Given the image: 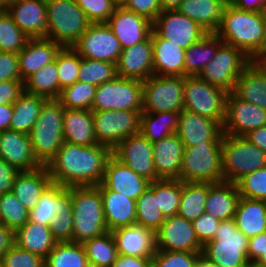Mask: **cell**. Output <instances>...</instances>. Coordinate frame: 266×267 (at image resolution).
<instances>
[{"label":"cell","instance_id":"obj_1","mask_svg":"<svg viewBox=\"0 0 266 267\" xmlns=\"http://www.w3.org/2000/svg\"><path fill=\"white\" fill-rule=\"evenodd\" d=\"M112 150L105 145H76L63 142L46 165L52 182L63 187L98 186Z\"/></svg>","mask_w":266,"mask_h":267},{"label":"cell","instance_id":"obj_2","mask_svg":"<svg viewBox=\"0 0 266 267\" xmlns=\"http://www.w3.org/2000/svg\"><path fill=\"white\" fill-rule=\"evenodd\" d=\"M215 33L224 43L240 49L252 62L262 64L263 12L242 11L229 4Z\"/></svg>","mask_w":266,"mask_h":267},{"label":"cell","instance_id":"obj_3","mask_svg":"<svg viewBox=\"0 0 266 267\" xmlns=\"http://www.w3.org/2000/svg\"><path fill=\"white\" fill-rule=\"evenodd\" d=\"M73 209L72 242L102 236L108 232L100 189L97 186L70 187Z\"/></svg>","mask_w":266,"mask_h":267},{"label":"cell","instance_id":"obj_4","mask_svg":"<svg viewBox=\"0 0 266 267\" xmlns=\"http://www.w3.org/2000/svg\"><path fill=\"white\" fill-rule=\"evenodd\" d=\"M64 111L58 99H47L29 133L33 153L42 165L49 163L64 142Z\"/></svg>","mask_w":266,"mask_h":267},{"label":"cell","instance_id":"obj_5","mask_svg":"<svg viewBox=\"0 0 266 267\" xmlns=\"http://www.w3.org/2000/svg\"><path fill=\"white\" fill-rule=\"evenodd\" d=\"M47 34L45 38L71 47L91 22L75 0H46Z\"/></svg>","mask_w":266,"mask_h":267},{"label":"cell","instance_id":"obj_6","mask_svg":"<svg viewBox=\"0 0 266 267\" xmlns=\"http://www.w3.org/2000/svg\"><path fill=\"white\" fill-rule=\"evenodd\" d=\"M248 240L234 218L221 220L214 238L203 246L202 255L219 267H248Z\"/></svg>","mask_w":266,"mask_h":267},{"label":"cell","instance_id":"obj_7","mask_svg":"<svg viewBox=\"0 0 266 267\" xmlns=\"http://www.w3.org/2000/svg\"><path fill=\"white\" fill-rule=\"evenodd\" d=\"M266 167V152L244 136L222 135L224 181L236 183L244 175Z\"/></svg>","mask_w":266,"mask_h":267},{"label":"cell","instance_id":"obj_8","mask_svg":"<svg viewBox=\"0 0 266 267\" xmlns=\"http://www.w3.org/2000/svg\"><path fill=\"white\" fill-rule=\"evenodd\" d=\"M179 180L200 183L223 182L222 144L185 147Z\"/></svg>","mask_w":266,"mask_h":267},{"label":"cell","instance_id":"obj_9","mask_svg":"<svg viewBox=\"0 0 266 267\" xmlns=\"http://www.w3.org/2000/svg\"><path fill=\"white\" fill-rule=\"evenodd\" d=\"M142 100L143 81L117 75L97 86L91 110L142 111Z\"/></svg>","mask_w":266,"mask_h":267},{"label":"cell","instance_id":"obj_10","mask_svg":"<svg viewBox=\"0 0 266 267\" xmlns=\"http://www.w3.org/2000/svg\"><path fill=\"white\" fill-rule=\"evenodd\" d=\"M184 81L185 77L163 75H152L143 81L142 112H181Z\"/></svg>","mask_w":266,"mask_h":267},{"label":"cell","instance_id":"obj_11","mask_svg":"<svg viewBox=\"0 0 266 267\" xmlns=\"http://www.w3.org/2000/svg\"><path fill=\"white\" fill-rule=\"evenodd\" d=\"M251 62V59L240 49L223 42L218 47L215 57L204 67L198 77L224 89L227 93L233 92L236 80Z\"/></svg>","mask_w":266,"mask_h":267},{"label":"cell","instance_id":"obj_12","mask_svg":"<svg viewBox=\"0 0 266 267\" xmlns=\"http://www.w3.org/2000/svg\"><path fill=\"white\" fill-rule=\"evenodd\" d=\"M227 92L200 79L198 76H185L184 109L209 117L222 126L225 120Z\"/></svg>","mask_w":266,"mask_h":267},{"label":"cell","instance_id":"obj_13","mask_svg":"<svg viewBox=\"0 0 266 267\" xmlns=\"http://www.w3.org/2000/svg\"><path fill=\"white\" fill-rule=\"evenodd\" d=\"M142 111L105 110L93 112L97 143L113 150L122 140L140 133Z\"/></svg>","mask_w":266,"mask_h":267},{"label":"cell","instance_id":"obj_14","mask_svg":"<svg viewBox=\"0 0 266 267\" xmlns=\"http://www.w3.org/2000/svg\"><path fill=\"white\" fill-rule=\"evenodd\" d=\"M82 58L117 64L122 51L119 40L107 23H91L71 46Z\"/></svg>","mask_w":266,"mask_h":267},{"label":"cell","instance_id":"obj_15","mask_svg":"<svg viewBox=\"0 0 266 267\" xmlns=\"http://www.w3.org/2000/svg\"><path fill=\"white\" fill-rule=\"evenodd\" d=\"M152 29L160 37L185 50L208 33L195 21L177 10L161 11L153 21Z\"/></svg>","mask_w":266,"mask_h":267},{"label":"cell","instance_id":"obj_16","mask_svg":"<svg viewBox=\"0 0 266 267\" xmlns=\"http://www.w3.org/2000/svg\"><path fill=\"white\" fill-rule=\"evenodd\" d=\"M156 250L203 252V245L198 240L192 221L182 216L166 218L155 232Z\"/></svg>","mask_w":266,"mask_h":267},{"label":"cell","instance_id":"obj_17","mask_svg":"<svg viewBox=\"0 0 266 267\" xmlns=\"http://www.w3.org/2000/svg\"><path fill=\"white\" fill-rule=\"evenodd\" d=\"M266 126V110L227 93L223 134L245 136L250 131Z\"/></svg>","mask_w":266,"mask_h":267},{"label":"cell","instance_id":"obj_18","mask_svg":"<svg viewBox=\"0 0 266 267\" xmlns=\"http://www.w3.org/2000/svg\"><path fill=\"white\" fill-rule=\"evenodd\" d=\"M112 154L131 170L150 182L160 180L153 163V148L141 133L122 140Z\"/></svg>","mask_w":266,"mask_h":267},{"label":"cell","instance_id":"obj_19","mask_svg":"<svg viewBox=\"0 0 266 267\" xmlns=\"http://www.w3.org/2000/svg\"><path fill=\"white\" fill-rule=\"evenodd\" d=\"M176 134L185 147L222 144L223 126L209 117L183 109Z\"/></svg>","mask_w":266,"mask_h":267},{"label":"cell","instance_id":"obj_20","mask_svg":"<svg viewBox=\"0 0 266 267\" xmlns=\"http://www.w3.org/2000/svg\"><path fill=\"white\" fill-rule=\"evenodd\" d=\"M6 11L29 38H45L46 0H7Z\"/></svg>","mask_w":266,"mask_h":267},{"label":"cell","instance_id":"obj_21","mask_svg":"<svg viewBox=\"0 0 266 267\" xmlns=\"http://www.w3.org/2000/svg\"><path fill=\"white\" fill-rule=\"evenodd\" d=\"M107 24L119 40L122 49L145 41L153 27V22L148 18L124 7H116Z\"/></svg>","mask_w":266,"mask_h":267},{"label":"cell","instance_id":"obj_22","mask_svg":"<svg viewBox=\"0 0 266 267\" xmlns=\"http://www.w3.org/2000/svg\"><path fill=\"white\" fill-rule=\"evenodd\" d=\"M0 158L18 171L42 166L33 153L29 134L10 129L0 132Z\"/></svg>","mask_w":266,"mask_h":267},{"label":"cell","instance_id":"obj_23","mask_svg":"<svg viewBox=\"0 0 266 267\" xmlns=\"http://www.w3.org/2000/svg\"><path fill=\"white\" fill-rule=\"evenodd\" d=\"M101 184L110 191L137 200L150 185V181L136 174L112 154L106 163Z\"/></svg>","mask_w":266,"mask_h":267},{"label":"cell","instance_id":"obj_24","mask_svg":"<svg viewBox=\"0 0 266 267\" xmlns=\"http://www.w3.org/2000/svg\"><path fill=\"white\" fill-rule=\"evenodd\" d=\"M117 75L145 81L153 75V44L151 35L143 42L122 49L116 64Z\"/></svg>","mask_w":266,"mask_h":267},{"label":"cell","instance_id":"obj_25","mask_svg":"<svg viewBox=\"0 0 266 267\" xmlns=\"http://www.w3.org/2000/svg\"><path fill=\"white\" fill-rule=\"evenodd\" d=\"M118 254L134 257H153L156 251L155 233L142 225L132 224L111 231Z\"/></svg>","mask_w":266,"mask_h":267},{"label":"cell","instance_id":"obj_26","mask_svg":"<svg viewBox=\"0 0 266 267\" xmlns=\"http://www.w3.org/2000/svg\"><path fill=\"white\" fill-rule=\"evenodd\" d=\"M61 45L47 38H30L18 53L19 71L24 82L44 66L55 60Z\"/></svg>","mask_w":266,"mask_h":267},{"label":"cell","instance_id":"obj_27","mask_svg":"<svg viewBox=\"0 0 266 267\" xmlns=\"http://www.w3.org/2000/svg\"><path fill=\"white\" fill-rule=\"evenodd\" d=\"M153 163L160 179H179L185 146L175 133L152 143Z\"/></svg>","mask_w":266,"mask_h":267},{"label":"cell","instance_id":"obj_28","mask_svg":"<svg viewBox=\"0 0 266 267\" xmlns=\"http://www.w3.org/2000/svg\"><path fill=\"white\" fill-rule=\"evenodd\" d=\"M153 75L185 77V49L151 31Z\"/></svg>","mask_w":266,"mask_h":267},{"label":"cell","instance_id":"obj_29","mask_svg":"<svg viewBox=\"0 0 266 267\" xmlns=\"http://www.w3.org/2000/svg\"><path fill=\"white\" fill-rule=\"evenodd\" d=\"M66 211H73L70 187L52 182L41 195L37 205L29 211V220L49 226L56 215Z\"/></svg>","mask_w":266,"mask_h":267},{"label":"cell","instance_id":"obj_30","mask_svg":"<svg viewBox=\"0 0 266 267\" xmlns=\"http://www.w3.org/2000/svg\"><path fill=\"white\" fill-rule=\"evenodd\" d=\"M100 189L104 216L108 231L136 224V200L116 191H110L102 184Z\"/></svg>","mask_w":266,"mask_h":267},{"label":"cell","instance_id":"obj_31","mask_svg":"<svg viewBox=\"0 0 266 267\" xmlns=\"http://www.w3.org/2000/svg\"><path fill=\"white\" fill-rule=\"evenodd\" d=\"M52 183L46 165L35 170L19 171L14 179L12 193L29 211L33 209L45 189Z\"/></svg>","mask_w":266,"mask_h":267},{"label":"cell","instance_id":"obj_32","mask_svg":"<svg viewBox=\"0 0 266 267\" xmlns=\"http://www.w3.org/2000/svg\"><path fill=\"white\" fill-rule=\"evenodd\" d=\"M228 5L225 0H184L176 10L195 21L208 33H215Z\"/></svg>","mask_w":266,"mask_h":267},{"label":"cell","instance_id":"obj_33","mask_svg":"<svg viewBox=\"0 0 266 267\" xmlns=\"http://www.w3.org/2000/svg\"><path fill=\"white\" fill-rule=\"evenodd\" d=\"M233 93L266 110V64L251 62L236 80Z\"/></svg>","mask_w":266,"mask_h":267},{"label":"cell","instance_id":"obj_34","mask_svg":"<svg viewBox=\"0 0 266 267\" xmlns=\"http://www.w3.org/2000/svg\"><path fill=\"white\" fill-rule=\"evenodd\" d=\"M64 142L76 145H96L92 110L67 109L63 114Z\"/></svg>","mask_w":266,"mask_h":267},{"label":"cell","instance_id":"obj_35","mask_svg":"<svg viewBox=\"0 0 266 267\" xmlns=\"http://www.w3.org/2000/svg\"><path fill=\"white\" fill-rule=\"evenodd\" d=\"M240 194L236 183H209L205 212L212 214L218 220L233 219Z\"/></svg>","mask_w":266,"mask_h":267},{"label":"cell","instance_id":"obj_36","mask_svg":"<svg viewBox=\"0 0 266 267\" xmlns=\"http://www.w3.org/2000/svg\"><path fill=\"white\" fill-rule=\"evenodd\" d=\"M14 243L24 250L46 258L57 241L49 226L28 221L14 232Z\"/></svg>","mask_w":266,"mask_h":267},{"label":"cell","instance_id":"obj_37","mask_svg":"<svg viewBox=\"0 0 266 267\" xmlns=\"http://www.w3.org/2000/svg\"><path fill=\"white\" fill-rule=\"evenodd\" d=\"M237 228L249 239L266 231V201L240 197L235 216Z\"/></svg>","mask_w":266,"mask_h":267},{"label":"cell","instance_id":"obj_38","mask_svg":"<svg viewBox=\"0 0 266 267\" xmlns=\"http://www.w3.org/2000/svg\"><path fill=\"white\" fill-rule=\"evenodd\" d=\"M46 100V97L23 92L12 104L13 114L10 130L29 134Z\"/></svg>","mask_w":266,"mask_h":267},{"label":"cell","instance_id":"obj_39","mask_svg":"<svg viewBox=\"0 0 266 267\" xmlns=\"http://www.w3.org/2000/svg\"><path fill=\"white\" fill-rule=\"evenodd\" d=\"M222 43L216 33H207L200 41L185 50V76H198L215 57Z\"/></svg>","mask_w":266,"mask_h":267},{"label":"cell","instance_id":"obj_40","mask_svg":"<svg viewBox=\"0 0 266 267\" xmlns=\"http://www.w3.org/2000/svg\"><path fill=\"white\" fill-rule=\"evenodd\" d=\"M180 112H142L140 133L150 142L175 134L178 129Z\"/></svg>","mask_w":266,"mask_h":267},{"label":"cell","instance_id":"obj_41","mask_svg":"<svg viewBox=\"0 0 266 267\" xmlns=\"http://www.w3.org/2000/svg\"><path fill=\"white\" fill-rule=\"evenodd\" d=\"M209 183L182 182L181 201L177 214L193 221L205 213Z\"/></svg>","mask_w":266,"mask_h":267},{"label":"cell","instance_id":"obj_42","mask_svg":"<svg viewBox=\"0 0 266 267\" xmlns=\"http://www.w3.org/2000/svg\"><path fill=\"white\" fill-rule=\"evenodd\" d=\"M89 267H111L116 261L118 250L110 231L82 243Z\"/></svg>","mask_w":266,"mask_h":267},{"label":"cell","instance_id":"obj_43","mask_svg":"<svg viewBox=\"0 0 266 267\" xmlns=\"http://www.w3.org/2000/svg\"><path fill=\"white\" fill-rule=\"evenodd\" d=\"M24 92L46 97L59 98V77L56 62L44 66L35 74L29 76L24 82Z\"/></svg>","mask_w":266,"mask_h":267},{"label":"cell","instance_id":"obj_44","mask_svg":"<svg viewBox=\"0 0 266 267\" xmlns=\"http://www.w3.org/2000/svg\"><path fill=\"white\" fill-rule=\"evenodd\" d=\"M45 267H89L82 243L57 242L45 258Z\"/></svg>","mask_w":266,"mask_h":267},{"label":"cell","instance_id":"obj_45","mask_svg":"<svg viewBox=\"0 0 266 267\" xmlns=\"http://www.w3.org/2000/svg\"><path fill=\"white\" fill-rule=\"evenodd\" d=\"M166 220L161 213L155 197V181L136 200V224L151 229L154 233Z\"/></svg>","mask_w":266,"mask_h":267},{"label":"cell","instance_id":"obj_46","mask_svg":"<svg viewBox=\"0 0 266 267\" xmlns=\"http://www.w3.org/2000/svg\"><path fill=\"white\" fill-rule=\"evenodd\" d=\"M182 181L179 179H160L155 181V197L165 218L177 215L181 201Z\"/></svg>","mask_w":266,"mask_h":267},{"label":"cell","instance_id":"obj_47","mask_svg":"<svg viewBox=\"0 0 266 267\" xmlns=\"http://www.w3.org/2000/svg\"><path fill=\"white\" fill-rule=\"evenodd\" d=\"M59 77V96L61 90L78 81L81 56L72 47H61L55 60Z\"/></svg>","mask_w":266,"mask_h":267},{"label":"cell","instance_id":"obj_48","mask_svg":"<svg viewBox=\"0 0 266 267\" xmlns=\"http://www.w3.org/2000/svg\"><path fill=\"white\" fill-rule=\"evenodd\" d=\"M97 86L77 81L61 90L58 100L67 109L91 110Z\"/></svg>","mask_w":266,"mask_h":267},{"label":"cell","instance_id":"obj_49","mask_svg":"<svg viewBox=\"0 0 266 267\" xmlns=\"http://www.w3.org/2000/svg\"><path fill=\"white\" fill-rule=\"evenodd\" d=\"M29 221V210L12 191L0 195V223L14 232Z\"/></svg>","mask_w":266,"mask_h":267},{"label":"cell","instance_id":"obj_50","mask_svg":"<svg viewBox=\"0 0 266 267\" xmlns=\"http://www.w3.org/2000/svg\"><path fill=\"white\" fill-rule=\"evenodd\" d=\"M116 76V64L81 57L78 81L98 86L114 79Z\"/></svg>","mask_w":266,"mask_h":267},{"label":"cell","instance_id":"obj_51","mask_svg":"<svg viewBox=\"0 0 266 267\" xmlns=\"http://www.w3.org/2000/svg\"><path fill=\"white\" fill-rule=\"evenodd\" d=\"M29 39L5 10L0 15V52L18 54L26 46Z\"/></svg>","mask_w":266,"mask_h":267},{"label":"cell","instance_id":"obj_52","mask_svg":"<svg viewBox=\"0 0 266 267\" xmlns=\"http://www.w3.org/2000/svg\"><path fill=\"white\" fill-rule=\"evenodd\" d=\"M236 185L240 197L266 201V167L244 175Z\"/></svg>","mask_w":266,"mask_h":267},{"label":"cell","instance_id":"obj_53","mask_svg":"<svg viewBox=\"0 0 266 267\" xmlns=\"http://www.w3.org/2000/svg\"><path fill=\"white\" fill-rule=\"evenodd\" d=\"M202 252L156 250L152 267H195Z\"/></svg>","mask_w":266,"mask_h":267},{"label":"cell","instance_id":"obj_54","mask_svg":"<svg viewBox=\"0 0 266 267\" xmlns=\"http://www.w3.org/2000/svg\"><path fill=\"white\" fill-rule=\"evenodd\" d=\"M0 267H45V259L14 244L3 255Z\"/></svg>","mask_w":266,"mask_h":267},{"label":"cell","instance_id":"obj_55","mask_svg":"<svg viewBox=\"0 0 266 267\" xmlns=\"http://www.w3.org/2000/svg\"><path fill=\"white\" fill-rule=\"evenodd\" d=\"M91 23H107L117 7L113 0H75Z\"/></svg>","mask_w":266,"mask_h":267},{"label":"cell","instance_id":"obj_56","mask_svg":"<svg viewBox=\"0 0 266 267\" xmlns=\"http://www.w3.org/2000/svg\"><path fill=\"white\" fill-rule=\"evenodd\" d=\"M53 238L57 242L72 241L73 211L56 215L49 224Z\"/></svg>","mask_w":266,"mask_h":267},{"label":"cell","instance_id":"obj_57","mask_svg":"<svg viewBox=\"0 0 266 267\" xmlns=\"http://www.w3.org/2000/svg\"><path fill=\"white\" fill-rule=\"evenodd\" d=\"M219 224L220 220L207 212L192 221L196 236L203 246L214 238Z\"/></svg>","mask_w":266,"mask_h":267},{"label":"cell","instance_id":"obj_58","mask_svg":"<svg viewBox=\"0 0 266 267\" xmlns=\"http://www.w3.org/2000/svg\"><path fill=\"white\" fill-rule=\"evenodd\" d=\"M123 7L128 11L145 16L152 22L162 11L159 0H128Z\"/></svg>","mask_w":266,"mask_h":267},{"label":"cell","instance_id":"obj_59","mask_svg":"<svg viewBox=\"0 0 266 267\" xmlns=\"http://www.w3.org/2000/svg\"><path fill=\"white\" fill-rule=\"evenodd\" d=\"M7 80H21L18 54L0 52V82Z\"/></svg>","mask_w":266,"mask_h":267},{"label":"cell","instance_id":"obj_60","mask_svg":"<svg viewBox=\"0 0 266 267\" xmlns=\"http://www.w3.org/2000/svg\"><path fill=\"white\" fill-rule=\"evenodd\" d=\"M23 92L22 80L0 82V105L13 104Z\"/></svg>","mask_w":266,"mask_h":267},{"label":"cell","instance_id":"obj_61","mask_svg":"<svg viewBox=\"0 0 266 267\" xmlns=\"http://www.w3.org/2000/svg\"><path fill=\"white\" fill-rule=\"evenodd\" d=\"M19 171L0 158V195L12 190L13 182Z\"/></svg>","mask_w":266,"mask_h":267},{"label":"cell","instance_id":"obj_62","mask_svg":"<svg viewBox=\"0 0 266 267\" xmlns=\"http://www.w3.org/2000/svg\"><path fill=\"white\" fill-rule=\"evenodd\" d=\"M266 251V231L249 238L247 257L249 262H255Z\"/></svg>","mask_w":266,"mask_h":267},{"label":"cell","instance_id":"obj_63","mask_svg":"<svg viewBox=\"0 0 266 267\" xmlns=\"http://www.w3.org/2000/svg\"><path fill=\"white\" fill-rule=\"evenodd\" d=\"M153 257H134L118 254L111 267H152Z\"/></svg>","mask_w":266,"mask_h":267},{"label":"cell","instance_id":"obj_64","mask_svg":"<svg viewBox=\"0 0 266 267\" xmlns=\"http://www.w3.org/2000/svg\"><path fill=\"white\" fill-rule=\"evenodd\" d=\"M230 4L242 11L263 12L266 9V0H233Z\"/></svg>","mask_w":266,"mask_h":267},{"label":"cell","instance_id":"obj_65","mask_svg":"<svg viewBox=\"0 0 266 267\" xmlns=\"http://www.w3.org/2000/svg\"><path fill=\"white\" fill-rule=\"evenodd\" d=\"M14 244V231L0 223V261Z\"/></svg>","mask_w":266,"mask_h":267},{"label":"cell","instance_id":"obj_66","mask_svg":"<svg viewBox=\"0 0 266 267\" xmlns=\"http://www.w3.org/2000/svg\"><path fill=\"white\" fill-rule=\"evenodd\" d=\"M244 137L257 147H259L261 150L266 152V126L254 129Z\"/></svg>","mask_w":266,"mask_h":267},{"label":"cell","instance_id":"obj_67","mask_svg":"<svg viewBox=\"0 0 266 267\" xmlns=\"http://www.w3.org/2000/svg\"><path fill=\"white\" fill-rule=\"evenodd\" d=\"M13 114V105H0V132L10 129Z\"/></svg>","mask_w":266,"mask_h":267},{"label":"cell","instance_id":"obj_68","mask_svg":"<svg viewBox=\"0 0 266 267\" xmlns=\"http://www.w3.org/2000/svg\"><path fill=\"white\" fill-rule=\"evenodd\" d=\"M162 11L176 10L184 0H159Z\"/></svg>","mask_w":266,"mask_h":267},{"label":"cell","instance_id":"obj_69","mask_svg":"<svg viewBox=\"0 0 266 267\" xmlns=\"http://www.w3.org/2000/svg\"><path fill=\"white\" fill-rule=\"evenodd\" d=\"M264 38L262 41V64H266V9L263 11Z\"/></svg>","mask_w":266,"mask_h":267},{"label":"cell","instance_id":"obj_70","mask_svg":"<svg viewBox=\"0 0 266 267\" xmlns=\"http://www.w3.org/2000/svg\"><path fill=\"white\" fill-rule=\"evenodd\" d=\"M195 267H219L217 264L210 262L202 254L199 256Z\"/></svg>","mask_w":266,"mask_h":267},{"label":"cell","instance_id":"obj_71","mask_svg":"<svg viewBox=\"0 0 266 267\" xmlns=\"http://www.w3.org/2000/svg\"><path fill=\"white\" fill-rule=\"evenodd\" d=\"M254 263L266 267V251L263 252L262 255Z\"/></svg>","mask_w":266,"mask_h":267},{"label":"cell","instance_id":"obj_72","mask_svg":"<svg viewBox=\"0 0 266 267\" xmlns=\"http://www.w3.org/2000/svg\"><path fill=\"white\" fill-rule=\"evenodd\" d=\"M128 0H113L114 4L117 6V7H123L124 4L127 2Z\"/></svg>","mask_w":266,"mask_h":267},{"label":"cell","instance_id":"obj_73","mask_svg":"<svg viewBox=\"0 0 266 267\" xmlns=\"http://www.w3.org/2000/svg\"><path fill=\"white\" fill-rule=\"evenodd\" d=\"M6 10V3H0V15Z\"/></svg>","mask_w":266,"mask_h":267},{"label":"cell","instance_id":"obj_74","mask_svg":"<svg viewBox=\"0 0 266 267\" xmlns=\"http://www.w3.org/2000/svg\"><path fill=\"white\" fill-rule=\"evenodd\" d=\"M248 267H265V266H262V265H259V264H256L254 262H250Z\"/></svg>","mask_w":266,"mask_h":267},{"label":"cell","instance_id":"obj_75","mask_svg":"<svg viewBox=\"0 0 266 267\" xmlns=\"http://www.w3.org/2000/svg\"><path fill=\"white\" fill-rule=\"evenodd\" d=\"M7 1L6 0H0V3H6Z\"/></svg>","mask_w":266,"mask_h":267},{"label":"cell","instance_id":"obj_76","mask_svg":"<svg viewBox=\"0 0 266 267\" xmlns=\"http://www.w3.org/2000/svg\"><path fill=\"white\" fill-rule=\"evenodd\" d=\"M225 1H227L230 4L233 0H225Z\"/></svg>","mask_w":266,"mask_h":267}]
</instances>
